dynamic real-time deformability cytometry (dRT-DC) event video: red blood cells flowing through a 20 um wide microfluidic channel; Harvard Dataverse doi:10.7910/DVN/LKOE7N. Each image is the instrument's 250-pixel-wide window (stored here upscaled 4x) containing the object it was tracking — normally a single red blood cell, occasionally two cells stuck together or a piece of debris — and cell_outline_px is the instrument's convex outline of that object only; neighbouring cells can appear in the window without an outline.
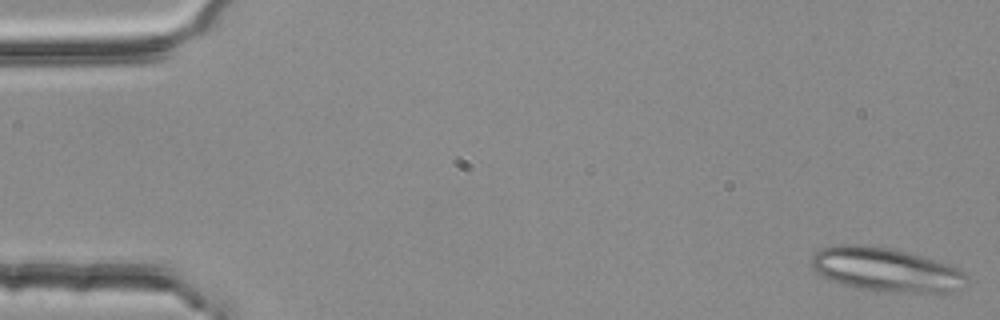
{"species": "common noctule bat (a hibernating species)", "species_latin": "Nyctalus noctula", "temperature_condition": "room temperature", "stored_images_in_passage": 5, "camera_frame_rate_fps": 3000, "um_per_image_px": 0.085, "animal": {"sex": "female", "body_mass_g": 25.1}, "frame": {"image": 1, "passage_image": 1, "time_ms": 0.0, "image_size_px": [1000, 320], "cell_outline_px": [[968, 276], [952, 292], [876, 292], [828, 280], [816, 272], [812, 264], [812, 256], [820, 248], [832, 244], [856, 244], [888, 248], [908, 252], [948, 264], [964, 272]], "centroid_in_image_um": [75.23, 22.91], "position_along_channel_um": 9.8, "area_um2": 39.36}}